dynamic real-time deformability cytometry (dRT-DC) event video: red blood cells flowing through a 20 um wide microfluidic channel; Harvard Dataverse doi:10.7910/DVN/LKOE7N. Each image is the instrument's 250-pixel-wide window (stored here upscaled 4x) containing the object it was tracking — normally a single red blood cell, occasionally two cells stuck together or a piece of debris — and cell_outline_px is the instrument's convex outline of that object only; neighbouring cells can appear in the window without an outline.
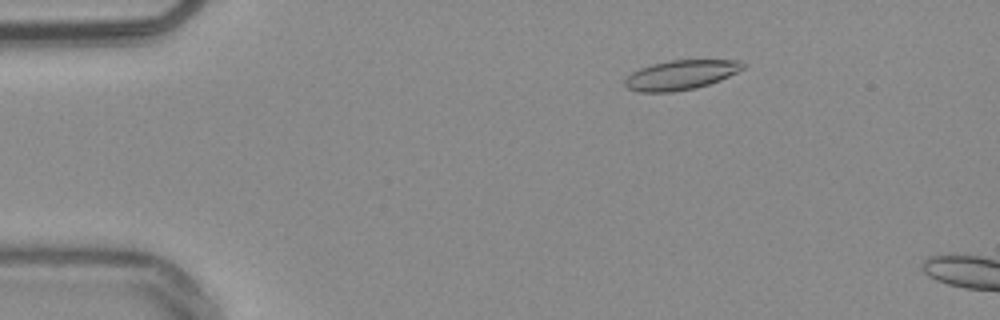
{"species": "common noctule bat (a hibernating species)", "species_latin": "Nyctalus noctula", "temperature_condition": "warm", "stored_images_in_passage": 54, "camera_frame_rate_fps": 3000, "um_per_image_px": 0.085, "animal": {"sex": "male", "body_mass_g": 20.4}, "frame": {"image": 1, "passage_image": 10, "time_ms": 3.0, "image_size_px": [1000, 320], "cell_outline_px": [[744, 68], [720, 80], [696, 88], [672, 92], [636, 92], [628, 88], [624, 84], [624, 80], [632, 72], [640, 68], [652, 64], [672, 60], [740, 60], [744, 64]], "centroid_in_image_um": [57.84, 6.37], "position_along_channel_um": 27.2, "area_um2": 20.23}}
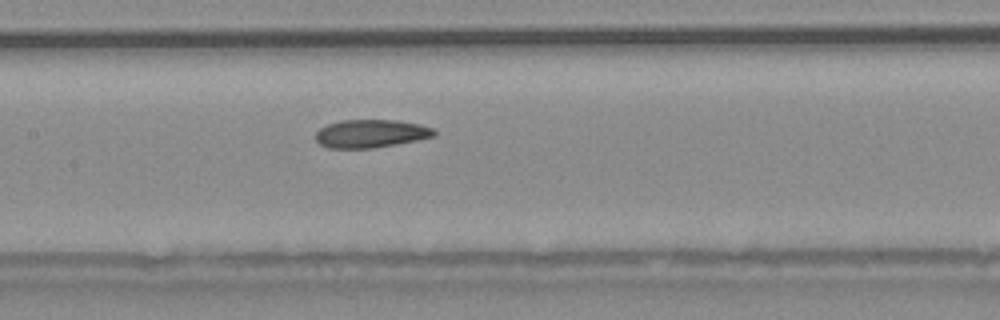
{"frame": {"image": 2, "passage_image": 27, "time_ms": 8.667, "image_size_px": [1000, 320], "cell_outline_px": [[436, 132], [432, 136], [416, 140], [372, 148], [328, 148], [320, 144], [316, 140], [316, 132], [320, 128], [328, 124], [340, 120], [396, 120], [420, 124], [432, 128]], "centroid_in_image_um": [31.48, 11.35], "position_along_channel_um": 175.9, "area_um2": 19.19}}
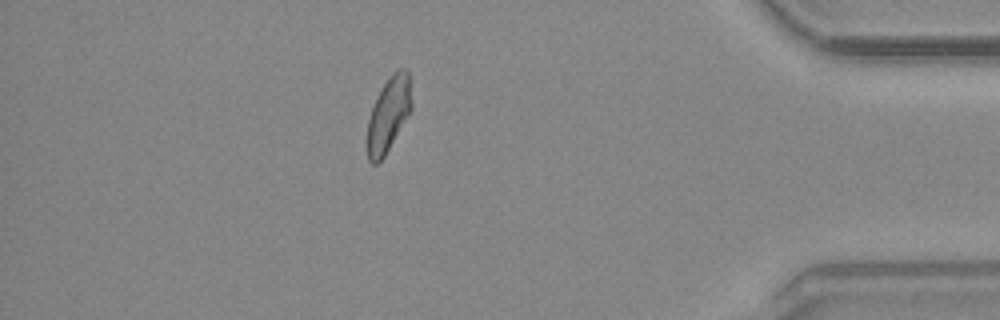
{"frame": {"image": 3, "passage_image": 48, "time_ms": 15.667, "image_size_px": [1000, 320], "cell_outline_px": [[412, 108], [384, 156], [376, 164], [372, 164], [368, 160], [368, 120], [372, 108], [384, 84], [392, 72], [400, 68], [408, 68], [412, 100]], "centroid_in_image_um": [33.05, 9.68], "position_along_channel_um": 402.1, "area_um2": 18.84}, "authors_computed_cell_mechanics": {"area_um2": 19.8832, "velocity_mm_per_s": 3.808, "shape_relaxation_time_tau1_ms": 7.2069, "shape_relaxation_time_tau2_ms": 3.2735, "deformation_change_tau1": 0.1709, "deformation_change_tau2": 0.1023}}